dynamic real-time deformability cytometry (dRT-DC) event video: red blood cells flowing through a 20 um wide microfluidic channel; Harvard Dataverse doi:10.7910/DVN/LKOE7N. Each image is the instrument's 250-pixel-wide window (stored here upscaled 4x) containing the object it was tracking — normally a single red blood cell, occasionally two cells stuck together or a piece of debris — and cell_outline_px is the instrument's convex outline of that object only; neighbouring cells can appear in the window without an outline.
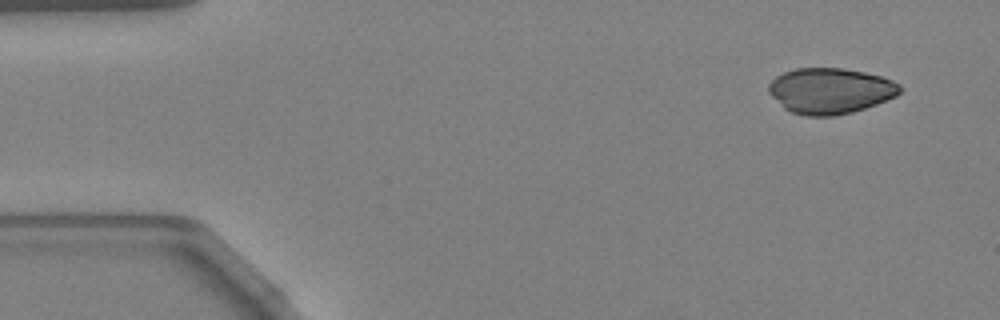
{"species": "Egyptian fruit bat (a non-hibernating species)", "species_latin": "Rousettus aegyptiacus", "temperature_condition": "warm", "stored_images_in_passage": 10, "camera_frame_rate_fps": 3000, "um_per_image_px": 0.085, "animal": {"sex": "female"}, "frame": {"image": 1, "passage_image": 1, "time_ms": 0.0, "image_size_px": [1000, 320], "cell_outline_px": [[900, 92], [896, 96], [876, 104], [852, 112], [836, 116], [804, 116], [792, 112], [784, 108], [768, 92], [768, 84], [776, 76], [784, 72], [796, 68], [844, 68], [864, 72], [880, 76], [892, 80], [900, 84]], "centroid_in_image_um": [70.56, 7.72], "position_along_channel_um": 14.4, "area_um2": 34.97}}